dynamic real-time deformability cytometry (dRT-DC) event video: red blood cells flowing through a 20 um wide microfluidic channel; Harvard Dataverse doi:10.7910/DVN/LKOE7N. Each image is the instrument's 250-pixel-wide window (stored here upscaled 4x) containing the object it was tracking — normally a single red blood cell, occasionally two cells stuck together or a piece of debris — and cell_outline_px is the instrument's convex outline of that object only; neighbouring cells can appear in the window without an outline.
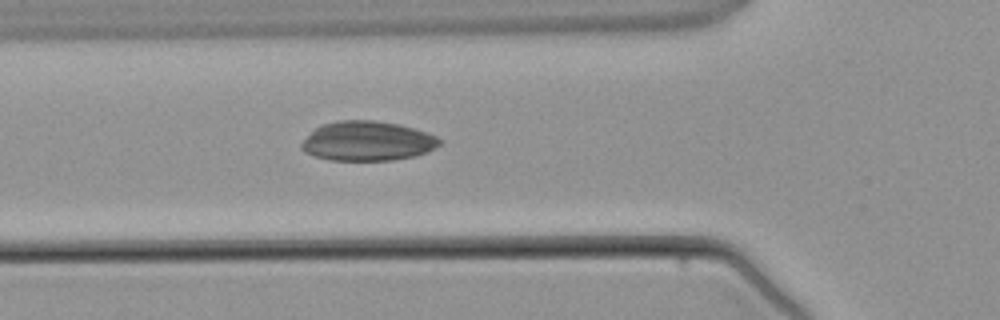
{"species": "common noctule bat (a hibernating species)", "species_latin": "Nyctalus noctula", "temperature_condition": "warm", "stored_images_in_passage": 4, "camera_frame_rate_fps": 3000, "um_per_image_px": 0.085, "animal": {"sex": "male", "body_mass_g": 21.5, "forearm_length_mm": 52.0}, "frame": {"image": 1, "passage_image": 4, "time_ms": 5.333, "image_size_px": [1000, 320], "cell_outline_px": [[444, 140], [440, 144], [428, 152], [416, 156], [392, 160], [328, 160], [304, 152], [300, 148], [300, 144], [320, 124], [340, 120], [376, 120], [400, 124], [436, 136]], "centroid_in_image_um": [31.24, 11.99], "position_along_channel_um": 94.6, "area_um2": 31.91}}